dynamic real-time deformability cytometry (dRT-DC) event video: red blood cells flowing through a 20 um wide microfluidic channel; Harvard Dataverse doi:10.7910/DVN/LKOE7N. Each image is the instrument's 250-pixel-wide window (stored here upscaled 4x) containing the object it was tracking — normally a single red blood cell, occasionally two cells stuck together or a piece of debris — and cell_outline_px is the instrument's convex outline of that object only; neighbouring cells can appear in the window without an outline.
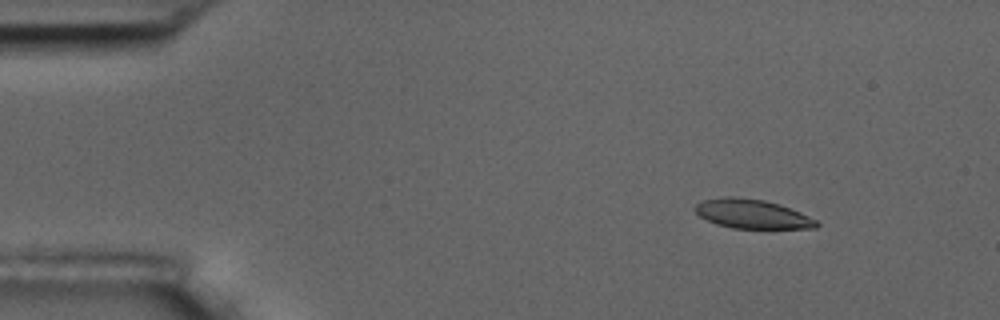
{"species": "common noctule bat (a hibernating species)", "species_latin": "Nyctalus noctula", "temperature_condition": "room temperature", "stored_images_in_passage": 5, "camera_frame_rate_fps": 3000, "um_per_image_px": 0.085, "animal": {"sex": "male", "body_mass_g": 17.5, "forearm_length_mm": 52.3}, "frame": {"image": 1, "passage_image": 2, "time_ms": 1.0, "image_size_px": [1000, 320], "cell_outline_px": [[820, 224], [816, 228], [732, 228], [716, 224], [700, 216], [692, 208], [700, 200], [724, 196], [732, 196], [764, 200], [780, 204], [800, 212], [816, 220]], "centroid_in_image_um": [63.89, 18.17], "position_along_channel_um": 21.1, "area_um2": 20.69}}
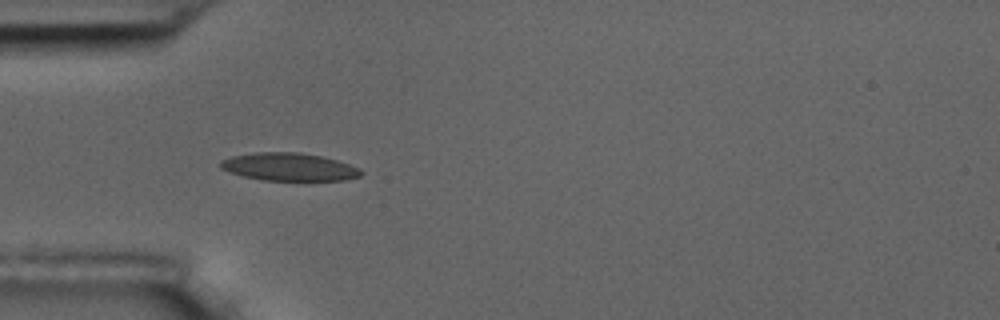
{"frame": {"image": 2, "passage_image": 4, "time_ms": 4.333, "image_size_px": [1000, 320], "cell_outline_px": [[364, 172], [360, 176], [344, 180], [264, 180], [244, 176], [228, 172], [220, 168], [220, 160], [232, 156], [256, 152], [300, 152], [320, 156], [336, 160], [360, 168]], "centroid_in_image_um": [24.56, 14.18], "position_along_channel_um": 60.4, "area_um2": 22.72}}